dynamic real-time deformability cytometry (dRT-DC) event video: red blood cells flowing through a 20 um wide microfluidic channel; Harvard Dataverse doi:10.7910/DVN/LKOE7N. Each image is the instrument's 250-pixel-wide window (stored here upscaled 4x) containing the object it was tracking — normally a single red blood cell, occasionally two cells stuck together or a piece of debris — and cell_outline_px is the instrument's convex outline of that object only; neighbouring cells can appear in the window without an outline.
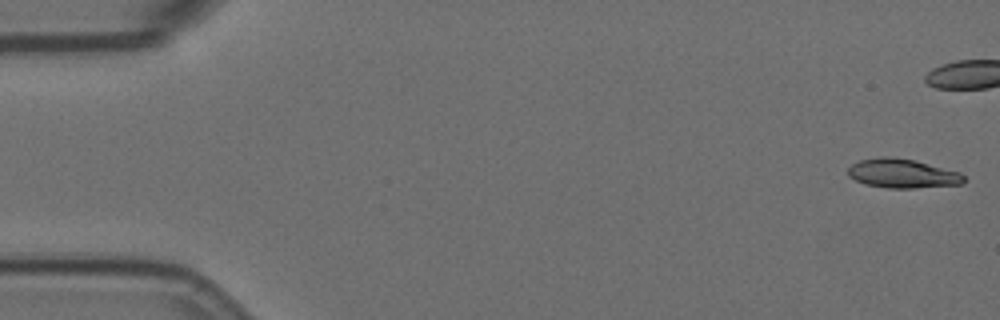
{"species": "Egyptian fruit bat (a non-hibernating species)", "species_latin": "Rousettus aegyptiacus", "temperature_condition": "room temperature", "stored_images_in_passage": 45, "camera_frame_rate_fps": 3000, "um_per_image_px": 0.085, "animal": {"sex": "female"}, "frame": {"image": 1, "passage_image": 1, "time_ms": 0.0, "image_size_px": [1000, 320], "cell_outline_px": [[964, 184], [912, 188], [888, 188], [864, 184], [848, 176], [848, 168], [852, 164], [860, 160], [880, 156], [888, 156], [912, 160], [960, 172], [964, 176]], "centroid_in_image_um": [76.68, 14.75], "position_along_channel_um": 8.3, "area_um2": 19.54}}
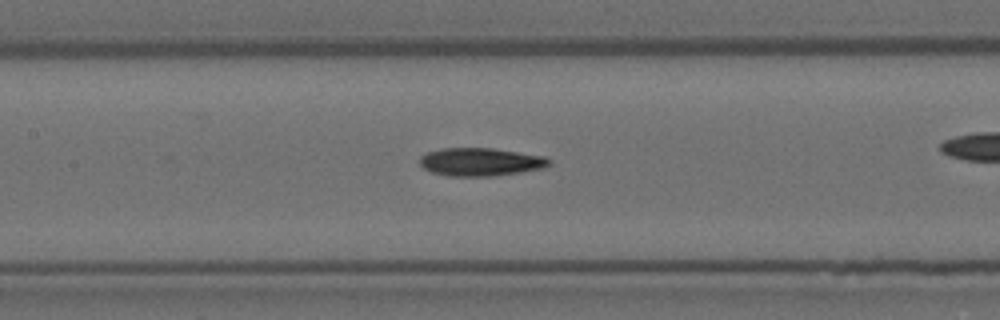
{"frame": {"image": 2, "passage_image": 26, "time_ms": 8.333, "image_size_px": [1000, 320], "cell_outline_px": [[552, 164], [544, 168], [520, 172], [492, 176], [448, 176], [432, 172], [424, 168], [420, 164], [420, 156], [428, 152], [440, 148], [492, 148], [544, 156], [552, 160]], "centroid_in_image_um": [40.86, 13.76], "position_along_channel_um": 166.5, "area_um2": 21.21}}
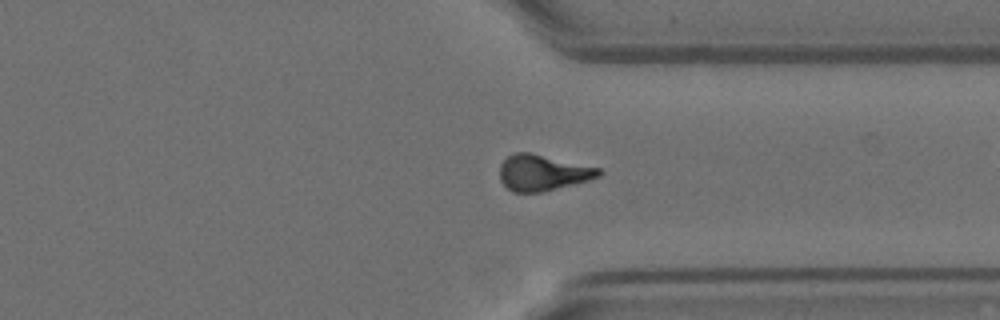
{"frame": {"image": 3, "passage_image": 43, "time_ms": 14.0, "image_size_px": [1000, 320], "cell_outline_px": [[604, 172], [600, 176], [588, 180], [540, 192], [512, 192], [500, 180], [500, 164], [508, 156], [516, 152], [528, 152], [600, 168]], "centroid_in_image_um": [46.12, 14.67], "position_along_channel_um": 365.3, "area_um2": 20.46}}